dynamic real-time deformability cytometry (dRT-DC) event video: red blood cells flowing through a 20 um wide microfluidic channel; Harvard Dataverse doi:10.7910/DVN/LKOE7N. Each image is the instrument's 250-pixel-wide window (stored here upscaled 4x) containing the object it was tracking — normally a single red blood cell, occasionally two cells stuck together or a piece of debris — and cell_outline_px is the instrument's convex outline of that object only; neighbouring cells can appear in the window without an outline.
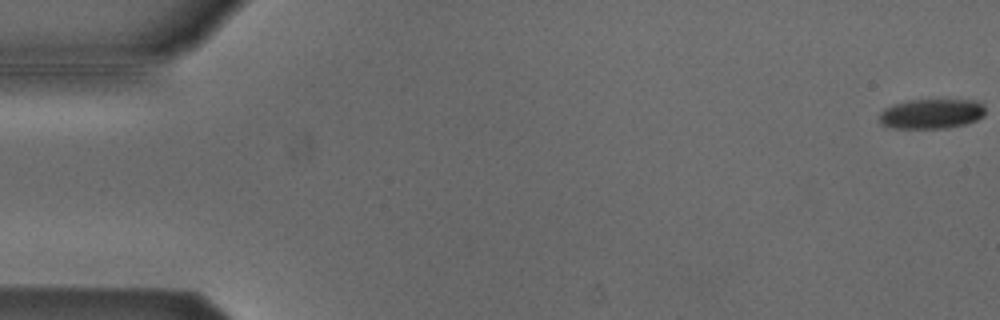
{"species": "Egyptian fruit bat (a non-hibernating species)", "species_latin": "Rousettus aegyptiacus", "temperature_condition": "cold", "stored_images_in_passage": 21, "camera_frame_rate_fps": 3000, "um_per_image_px": 0.085, "animal": {"sex": "male"}, "frame": {"image": 1, "passage_image": 1, "time_ms": 0.0, "image_size_px": [1000, 320], "cell_outline_px": [[984, 116], [976, 120], [964, 124], [948, 128], [892, 128], [880, 124], [880, 112], [884, 108], [908, 100], [976, 100], [984, 104]], "centroid_in_image_um": [79.18, 9.67], "position_along_channel_um": 5.8, "area_um2": 18.44}}
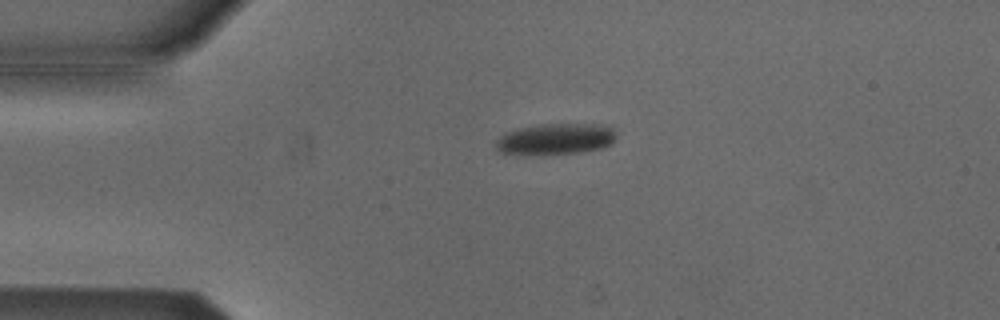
{"frame": {"image": 2, "passage_image": 13, "time_ms": 4.0, "image_size_px": [1000, 320], "cell_outline_px": [[616, 140], [612, 144], [600, 148], [576, 152], [500, 152], [496, 148], [496, 140], [504, 132], [536, 124], [600, 124], [612, 128], [616, 136]], "centroid_in_image_um": [47.27, 11.76], "position_along_channel_um": 37.7, "area_um2": 21.04}}
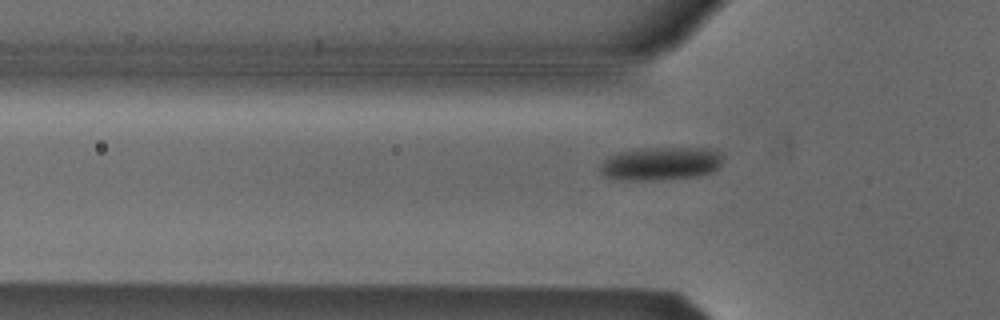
{"frame": {"image": 3, "passage_image": 18, "time_ms": 5.667, "image_size_px": [1000, 320], "cell_outline_px": [[724, 156], [720, 164], [712, 172], [700, 176], [660, 180], [628, 180], [604, 176], [600, 172], [600, 164], [608, 156], [616, 152], [636, 148], [708, 148], [720, 152]], "centroid_in_image_um": [56.15, 13.9], "position_along_channel_um": 69.6, "area_um2": 24.1}}